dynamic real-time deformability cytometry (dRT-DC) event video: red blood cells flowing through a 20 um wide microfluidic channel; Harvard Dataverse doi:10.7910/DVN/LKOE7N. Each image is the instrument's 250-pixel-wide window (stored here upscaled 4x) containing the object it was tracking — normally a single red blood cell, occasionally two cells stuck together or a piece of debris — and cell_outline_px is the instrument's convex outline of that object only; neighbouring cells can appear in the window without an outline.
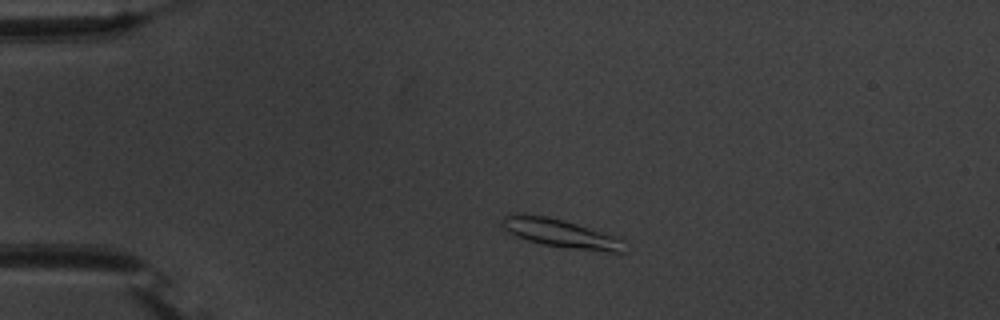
{"species": "common noctule bat (a hibernating species)", "species_latin": "Nyctalus noctula", "temperature_condition": "warm", "stored_images_in_passage": 13, "camera_frame_rate_fps": 3000, "um_per_image_px": 0.085, "animal": {"sex": "male", "body_mass_g": 20.1, "forearm_length_mm": 53.5}, "frame": {"image": 1, "passage_image": 8, "time_ms": 2.333, "image_size_px": [1000, 320], "cell_outline_px": [[624, 252], [608, 252], [572, 248], [544, 244], [528, 240], [516, 236], [508, 232], [500, 224], [500, 220], [508, 212], [524, 212], [548, 216], [564, 220], [624, 236]], "centroid_in_image_um": [47.67, 19.78], "position_along_channel_um": 37.3, "area_um2": 21.1}}